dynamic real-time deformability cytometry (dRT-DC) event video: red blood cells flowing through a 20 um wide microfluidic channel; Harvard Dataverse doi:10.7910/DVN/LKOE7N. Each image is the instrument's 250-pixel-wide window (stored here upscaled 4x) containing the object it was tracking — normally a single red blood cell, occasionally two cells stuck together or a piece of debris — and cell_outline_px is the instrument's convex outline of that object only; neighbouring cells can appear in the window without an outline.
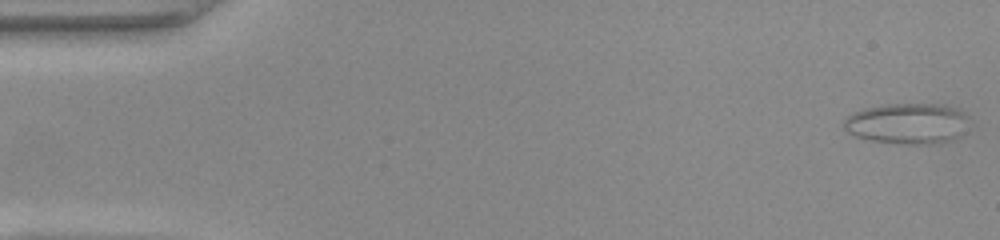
{"species": "common noctule bat (a hibernating species)", "species_latin": "Nyctalus noctula", "temperature_condition": "warm", "stored_images_in_passage": 51, "camera_frame_rate_fps": 3000, "um_per_image_px": 0.085, "animal": {"sex": "female", "body_mass_g": 22.0, "forearm_length_mm": 56.7}, "frame": {"image": 1, "passage_image": 1, "time_ms": 0.0, "image_size_px": [1000, 240], "cell_outline_px": [[964, 116], [960, 136], [952, 140], [932, 144], [904, 144], [864, 140], [848, 132], [844, 128], [844, 120], [852, 112], [864, 108], [884, 104], [944, 104], [960, 108]], "centroid_in_image_um": [77.05, 10.5], "position_along_channel_um": 8.0, "area_um2": 29.65}}
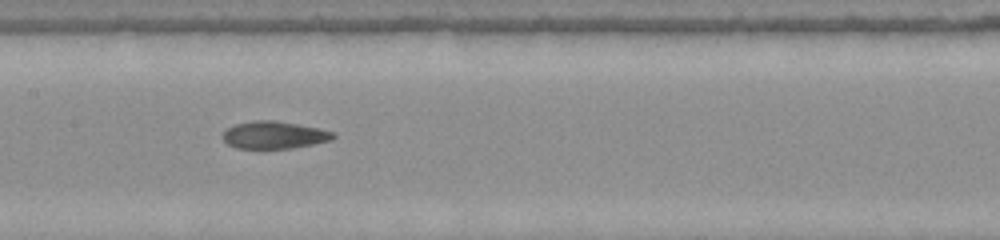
{"frame": {"image": 2, "passage_image": 25, "time_ms": 8.0, "image_size_px": [1000, 240], "cell_outline_px": [[336, 136], [332, 140], [292, 148], [236, 148], [228, 144], [224, 140], [224, 132], [228, 128], [236, 124], [256, 120], [276, 120], [320, 128], [336, 132]], "centroid_in_image_um": [23.36, 11.47], "position_along_channel_um": 184.0, "area_um2": 17.57}}
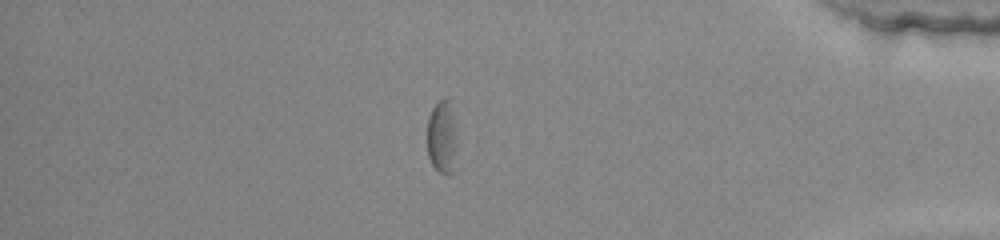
{"frame": {"image": 3, "passage_image": 44, "time_ms": 14.333, "image_size_px": [1000, 240], "cell_outline_px": [[456, 172], [440, 172], [432, 164], [428, 156], [428, 116], [432, 108], [440, 100], [448, 96], [456, 128]], "centroid_in_image_um": [37.6, 11.65], "position_along_channel_um": 397.6, "area_um2": 12.83}, "authors_computed_cell_mechanics": {"area_um2": 18.3226, "velocity_mm_per_s": 3.9212, "shape_relaxation_time_tau1_ms": null, "shape_relaxation_time_tau2_ms": 2.6712, "deformation_change_tau1": null, "deformation_change_tau2": 0.0737}}